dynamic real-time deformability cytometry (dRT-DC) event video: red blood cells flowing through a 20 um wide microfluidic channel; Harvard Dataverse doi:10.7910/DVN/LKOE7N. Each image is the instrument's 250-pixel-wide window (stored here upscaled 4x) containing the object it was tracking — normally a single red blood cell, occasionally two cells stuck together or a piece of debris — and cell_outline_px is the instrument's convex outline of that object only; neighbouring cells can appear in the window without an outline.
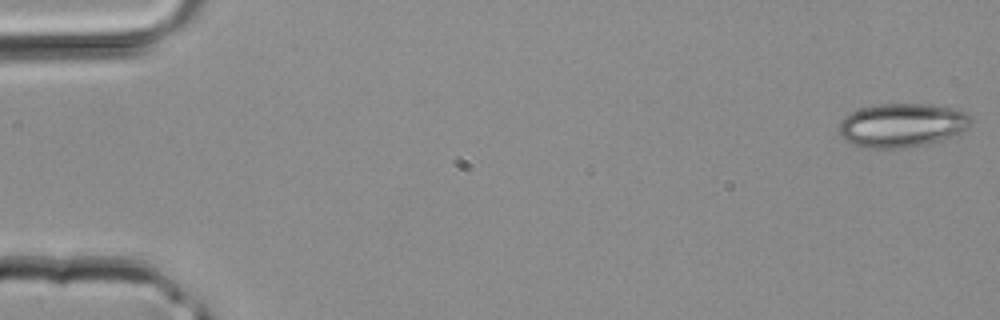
{"species": "common noctule bat (a hibernating species)", "species_latin": "Nyctalus noctula", "temperature_condition": "room temperature", "stored_images_in_passage": 10, "camera_frame_rate_fps": 3000, "um_per_image_px": 0.085, "animal": {"sex": "male", "body_mass_g": 20.4}, "frame": {"image": 1, "passage_image": 1, "time_ms": 0.0, "image_size_px": [1000, 320], "cell_outline_px": [[972, 120], [968, 128], [956, 136], [924, 144], [904, 148], [860, 148], [852, 144], [840, 136], [836, 128], [840, 120], [844, 116], [860, 108], [876, 104], [932, 104], [952, 108], [964, 112], [972, 116]], "centroid_in_image_um": [76.64, 10.65], "position_along_channel_um": 8.4, "area_um2": 34.22}}